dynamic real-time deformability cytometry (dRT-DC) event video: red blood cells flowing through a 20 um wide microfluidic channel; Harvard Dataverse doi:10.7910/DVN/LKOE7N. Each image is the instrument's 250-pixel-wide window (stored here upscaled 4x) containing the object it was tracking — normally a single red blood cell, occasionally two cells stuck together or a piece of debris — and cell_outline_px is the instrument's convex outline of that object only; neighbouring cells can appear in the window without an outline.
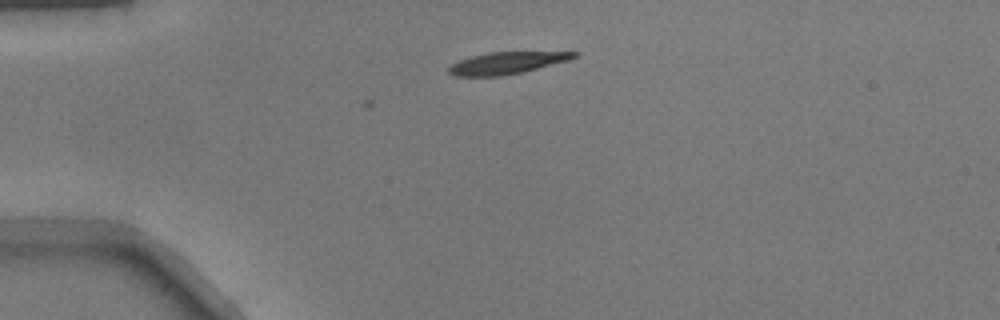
{"species": "common noctule bat (a hibernating species)", "species_latin": "Nyctalus noctula", "temperature_condition": "warm", "stored_images_in_passage": 7, "camera_frame_rate_fps": 3000, "um_per_image_px": 0.085, "animal": {"sex": "male", "body_mass_g": 17.9}, "frame": {"image": 1, "passage_image": 7, "time_ms": 2.0, "image_size_px": [1000, 320], "cell_outline_px": [[580, 56], [568, 60], [524, 72], [504, 76], [452, 76], [448, 72], [448, 68], [452, 64], [460, 60], [472, 56], [488, 52], [580, 52]], "centroid_in_image_um": [43.09, 5.36], "position_along_channel_um": 41.9, "area_um2": 16.07}}